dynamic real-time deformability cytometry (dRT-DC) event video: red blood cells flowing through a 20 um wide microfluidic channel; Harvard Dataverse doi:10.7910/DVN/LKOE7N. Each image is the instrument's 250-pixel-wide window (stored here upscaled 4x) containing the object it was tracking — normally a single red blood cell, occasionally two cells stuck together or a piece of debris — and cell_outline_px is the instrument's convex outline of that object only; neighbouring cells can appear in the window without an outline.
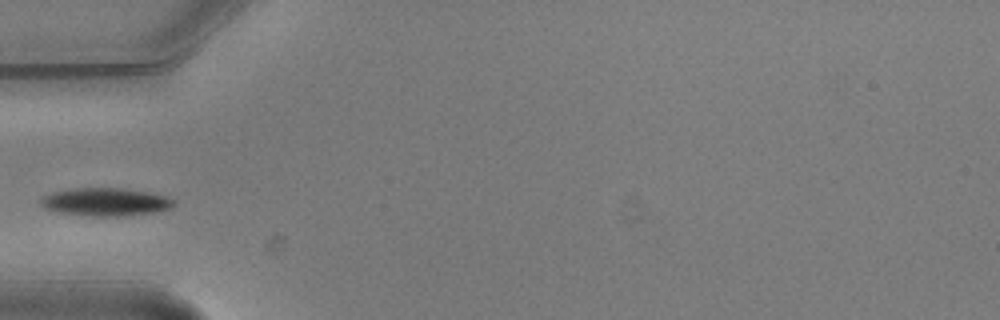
{"species": "common noctule bat (a hibernating species)", "species_latin": "Nyctalus noctula", "temperature_condition": "warm", "stored_images_in_passage": 5, "camera_frame_rate_fps": 3000, "um_per_image_px": 0.085, "animal": {"sex": "male", "body_mass_g": 20.5, "forearm_length_mm": 52.5}, "frame": {"image": 1, "passage_image": 5, "time_ms": 1.333, "image_size_px": [1000, 320], "cell_outline_px": [[176, 204], [172, 208], [152, 212], [124, 216], [92, 216], [60, 212], [44, 208], [40, 204], [40, 200], [44, 196], [52, 192], [72, 188], [124, 188], [148, 192], [164, 196], [176, 200]], "centroid_in_image_um": [8.98, 17.16], "position_along_channel_um": 76.0, "area_um2": 21.68}}